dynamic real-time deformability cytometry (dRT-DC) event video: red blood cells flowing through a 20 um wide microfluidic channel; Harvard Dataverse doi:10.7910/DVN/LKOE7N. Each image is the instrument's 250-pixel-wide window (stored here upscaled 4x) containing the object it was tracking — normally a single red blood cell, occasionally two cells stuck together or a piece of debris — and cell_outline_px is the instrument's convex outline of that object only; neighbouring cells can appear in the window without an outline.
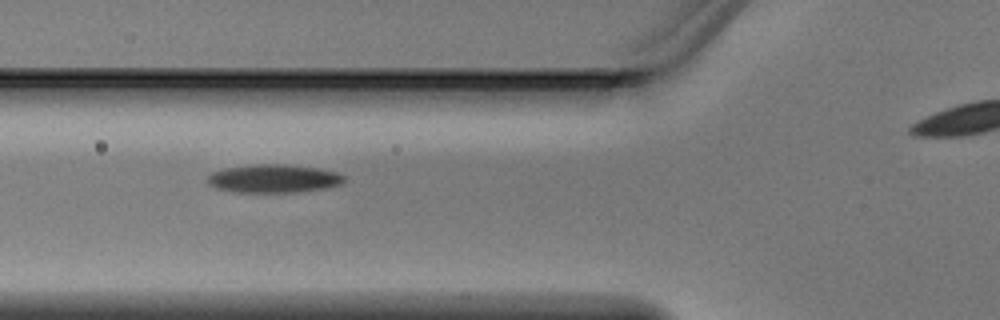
{"species": "Egyptian fruit bat (a non-hibernating species)", "species_latin": "Rousettus aegyptiacus", "temperature_condition": "warm", "stored_images_in_passage": 5, "segment_of_instrument_passage": [1, 2], "camera_frame_rate_fps": 3000, "um_per_image_px": 0.085, "animal": {"sex": "male"}, "frame": {"image": 1, "passage_image": 3, "time_ms": 0.667, "image_size_px": [1000, 320], "cell_outline_px": [[344, 180], [340, 184], [324, 188], [296, 192], [232, 192], [216, 188], [208, 184], [204, 180], [212, 172], [224, 168], [260, 164], [284, 164], [316, 168], [336, 172], [344, 176]], "centroid_in_image_um": [23.19, 15.18], "position_along_channel_um": 102.6, "area_um2": 22.43}}
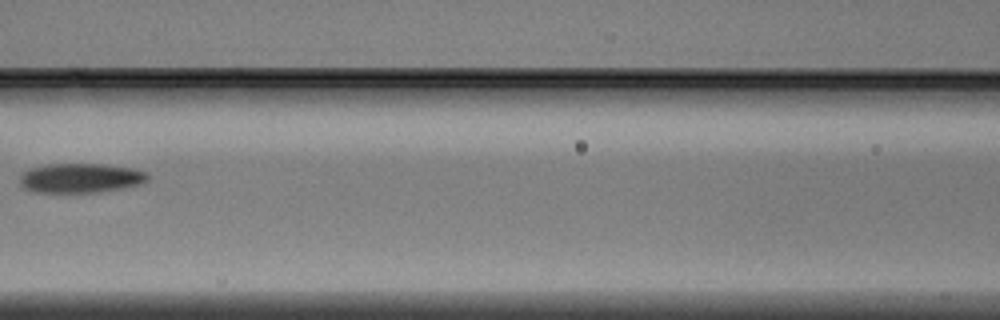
{"frame": {"image": 2, "passage_image": 4, "time_ms": 1.0, "image_size_px": [1000, 320], "cell_outline_px": [[148, 180], [140, 184], [120, 188], [96, 192], [36, 192], [24, 188], [20, 184], [20, 176], [24, 172], [32, 168], [48, 164], [96, 164], [132, 168], [144, 172], [148, 176]], "centroid_in_image_um": [6.82, 15.13], "position_along_channel_um": 159.8, "area_um2": 21.56}}